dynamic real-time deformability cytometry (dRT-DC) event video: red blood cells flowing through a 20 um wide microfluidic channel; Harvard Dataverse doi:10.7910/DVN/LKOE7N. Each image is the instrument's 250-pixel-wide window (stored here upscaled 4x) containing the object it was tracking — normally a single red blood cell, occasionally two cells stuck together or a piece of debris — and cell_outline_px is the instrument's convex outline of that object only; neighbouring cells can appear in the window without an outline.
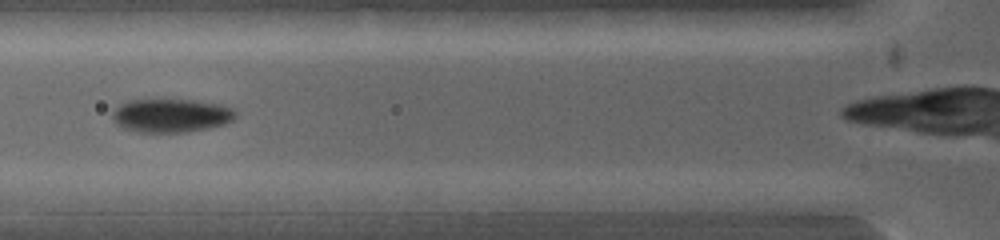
{"species": "common noctule bat (a hibernating species)", "species_latin": "Nyctalus noctula", "temperature_condition": "warm", "stored_images_in_passage": 6, "camera_frame_rate_fps": 5000, "um_per_image_px": 0.085, "animal": {"sex": "female", "body_mass_g": 19.0, "forearm_length_mm": 53.3}, "frame": {"image": 1, "passage_image": 4, "time_ms": 1.0, "image_size_px": [1000, 240], "cell_outline_px": [[236, 116], [232, 120], [224, 124], [208, 128], [184, 132], [136, 132], [124, 128], [116, 124], [112, 120], [112, 112], [120, 104], [132, 100], [188, 100], [216, 104], [232, 108], [236, 112]], "centroid_in_image_um": [14.5, 9.83], "position_along_channel_um": 111.3, "area_um2": 23.81}}